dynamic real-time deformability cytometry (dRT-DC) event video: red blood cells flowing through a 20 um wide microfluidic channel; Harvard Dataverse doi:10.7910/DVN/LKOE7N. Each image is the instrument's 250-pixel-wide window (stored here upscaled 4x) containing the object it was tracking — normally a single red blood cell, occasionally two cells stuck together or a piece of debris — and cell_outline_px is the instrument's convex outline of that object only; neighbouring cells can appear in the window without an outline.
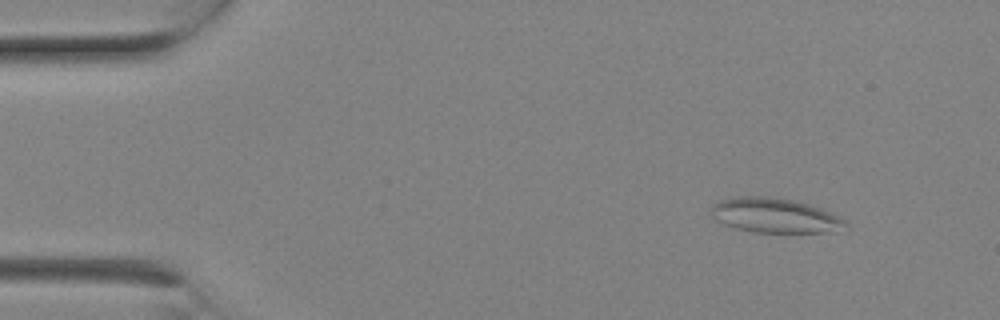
{"species": "Egyptian fruit bat (a non-hibernating species)", "species_latin": "Rousettus aegyptiacus", "temperature_condition": "room temperature", "stored_images_in_passage": 6, "camera_frame_rate_fps": 3000, "um_per_image_px": 0.085, "animal": {"sex": "female"}, "frame": {"image": 1, "passage_image": 2, "time_ms": 0.333, "image_size_px": [1000, 320], "cell_outline_px": [[848, 224], [836, 232], [756, 232], [736, 228], [724, 224], [716, 220], [708, 212], [712, 204], [720, 200], [740, 196], [768, 196], [792, 200], [808, 204], [820, 208], [844, 220]], "centroid_in_image_um": [65.8, 18.31], "position_along_channel_um": 19.2, "area_um2": 26.99}}